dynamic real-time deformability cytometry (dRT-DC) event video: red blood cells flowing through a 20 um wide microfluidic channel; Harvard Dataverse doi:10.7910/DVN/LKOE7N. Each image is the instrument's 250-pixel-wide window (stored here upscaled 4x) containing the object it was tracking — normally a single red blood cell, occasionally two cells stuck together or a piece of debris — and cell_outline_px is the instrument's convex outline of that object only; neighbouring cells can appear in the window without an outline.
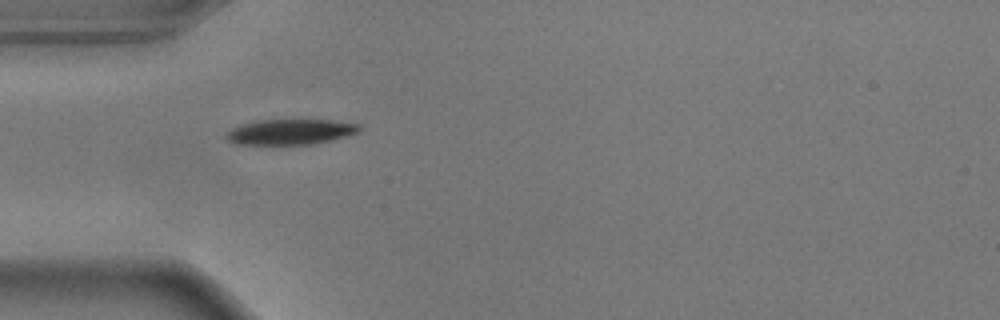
{"species": "common noctule bat (a hibernating species)", "species_latin": "Nyctalus noctula", "temperature_condition": "warm", "stored_images_in_passage": 40, "camera_frame_rate_fps": 3000, "um_per_image_px": 0.085, "animal": {"sex": "male", "body_mass_g": 17.9}, "frame": {"image": 1, "passage_image": 1, "time_ms": 0.0, "image_size_px": [1000, 320], "cell_outline_px": [[360, 132], [332, 140], [312, 144], [232, 144], [224, 136], [232, 128], [240, 124], [256, 120], [332, 120], [360, 124]], "centroid_in_image_um": [24.67, 11.2], "position_along_channel_um": 60.3, "area_um2": 19.77}}
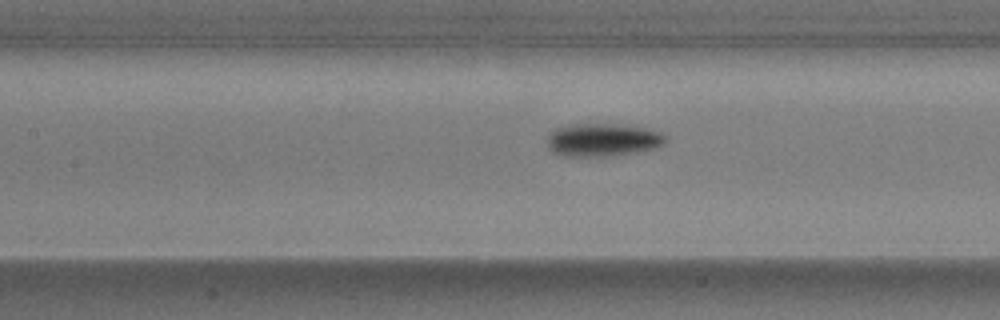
{"frame": {"image": 2, "passage_image": 9, "time_ms": 2.667, "image_size_px": [1000, 320], "cell_outline_px": [[664, 144], [656, 148], [640, 152], [612, 156], [560, 156], [552, 152], [548, 148], [548, 132], [556, 128], [572, 124], [612, 124], [644, 128], [660, 132], [664, 136]], "centroid_in_image_um": [51.18, 11.91], "position_along_channel_um": 156.2, "area_um2": 22.83}}
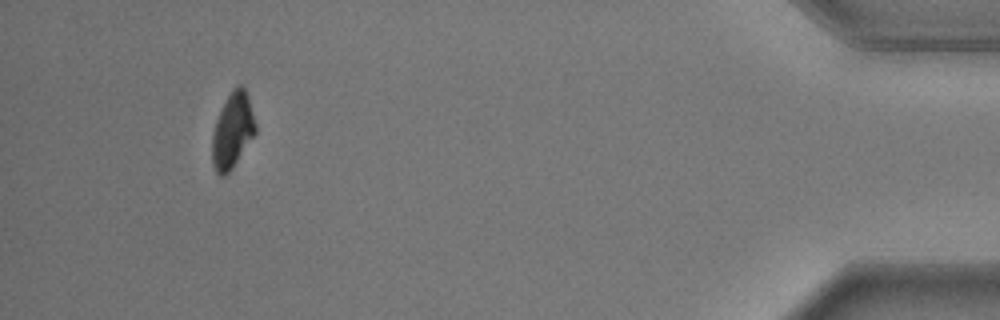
{"frame": {"image": 3, "passage_image": 36, "time_ms": 11.667, "image_size_px": [1000, 320], "cell_outline_px": [[256, 132], [232, 168], [224, 176], [220, 176], [216, 172], [212, 164], [212, 132], [216, 120], [228, 96], [236, 84], [240, 84], [244, 88], [248, 96], [256, 124]], "centroid_in_image_um": [19.76, 11.1], "position_along_channel_um": 415.4, "area_um2": 18.79}, "authors_computed_cell_mechanics": {"area_um2": 20.9525, "velocity_mm_per_s": 3.6426, "shape_relaxation_time_tau1_ms": 3.119, "shape_relaxation_time_tau2_ms": 8.2735, "deformation_change_tau1": 0.1449, "deformation_change_tau2": 0.0755}}